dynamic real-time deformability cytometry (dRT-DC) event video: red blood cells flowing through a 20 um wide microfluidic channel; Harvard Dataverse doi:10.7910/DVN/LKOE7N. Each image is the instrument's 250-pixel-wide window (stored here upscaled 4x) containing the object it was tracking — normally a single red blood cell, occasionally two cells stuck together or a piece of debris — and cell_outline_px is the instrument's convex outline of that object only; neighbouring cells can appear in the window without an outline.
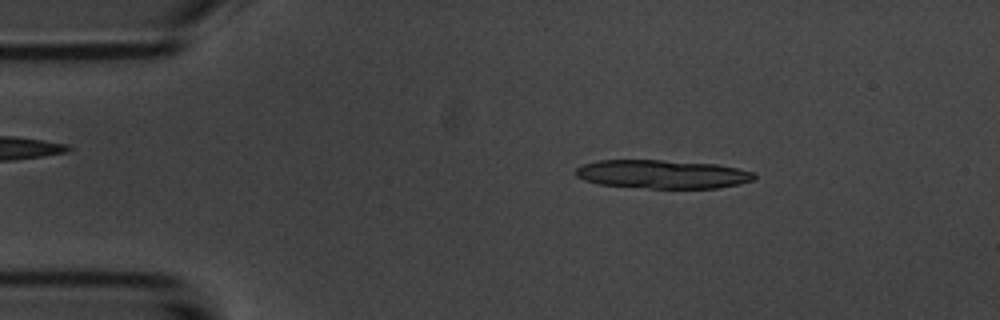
{"species": "common noctule bat (a hibernating species)", "species_latin": "Nyctalus noctula", "temperature_condition": "room temperature", "stored_images_in_passage": 53, "camera_frame_rate_fps": 3000, "um_per_image_px": 0.085, "animal": {"sex": "male", "body_mass_g": 20.1, "forearm_length_mm": 53.5}, "frame": {"image": 1, "passage_image": 8, "time_ms": 2.333, "image_size_px": [1000, 320], "cell_outline_px": [[756, 180], [716, 188], [648, 188], [600, 184], [584, 180], [576, 176], [576, 168], [584, 164], [600, 160], [660, 160], [716, 164], [736, 168], [752, 172], [756, 176]], "centroid_in_image_um": [56.3, 14.8], "position_along_channel_um": 28.7, "area_um2": 29.48}}
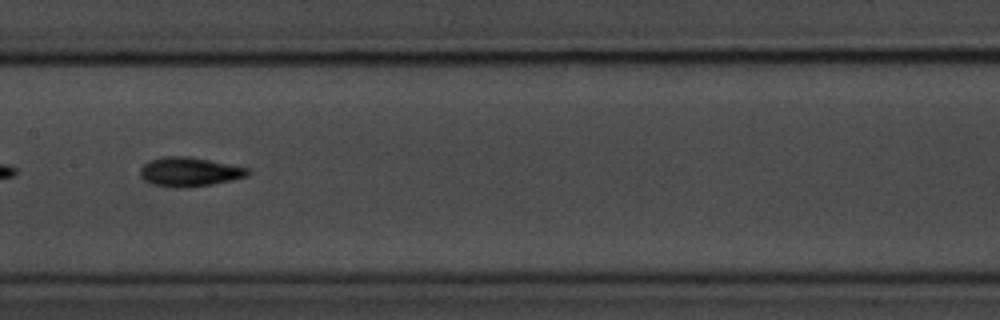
{"frame": {"image": 2, "passage_image": 26, "time_ms": 8.333, "image_size_px": [1000, 320], "cell_outline_px": [[252, 172], [248, 176], [232, 180], [212, 184], [188, 188], [176, 188], [152, 184], [144, 180], [140, 176], [140, 168], [144, 164], [152, 160], [164, 156], [188, 156], [248, 168]], "centroid_in_image_um": [16.1, 14.62], "position_along_channel_um": 191.3, "area_um2": 18.32}}
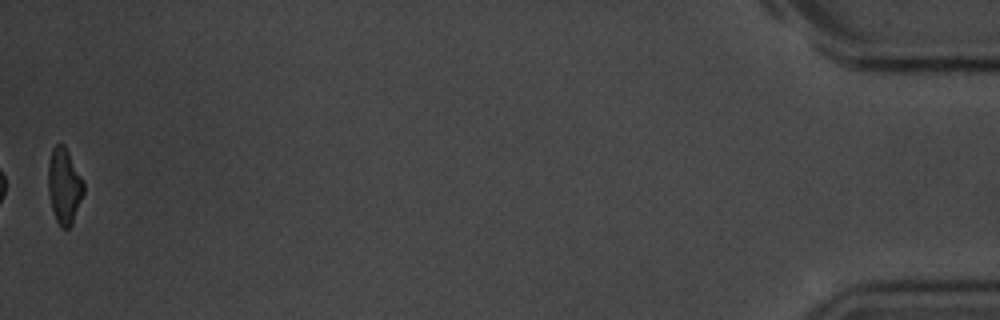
{"frame": {"image": 3, "passage_image": 53, "time_ms": 17.333, "image_size_px": [1000, 320], "cell_outline_px": [[84, 192], [72, 224], [68, 228], [60, 228], [56, 220], [52, 208], [48, 192], [48, 164], [52, 148], [56, 144], [64, 144], [84, 180]], "centroid_in_image_um": [5.46, 15.8], "position_along_channel_um": 429.7, "area_um2": 15.72}, "authors_computed_cell_mechanics": {"area_um2": 17.1666, "velocity_mm_per_s": 3.7188, "shape_relaxation_time_tau1_ms": 2.6214, "shape_relaxation_time_tau2_ms": 3.5996, "deformation_change_tau1": 0.1189, "deformation_change_tau2": 0.1062}}